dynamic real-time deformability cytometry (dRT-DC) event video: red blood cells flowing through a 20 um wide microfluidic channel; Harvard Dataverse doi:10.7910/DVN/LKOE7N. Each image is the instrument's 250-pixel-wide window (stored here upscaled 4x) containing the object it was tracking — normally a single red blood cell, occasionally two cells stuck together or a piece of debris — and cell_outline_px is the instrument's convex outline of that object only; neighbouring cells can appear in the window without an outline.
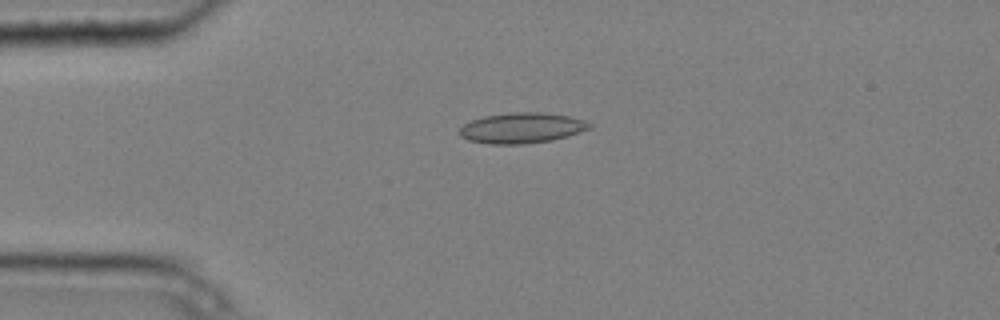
{"species": "common noctule bat (a hibernating species)", "species_latin": "Nyctalus noctula", "temperature_condition": "cold", "stored_images_in_passage": 5, "camera_frame_rate_fps": 3000, "um_per_image_px": 0.085, "animal": {"sex": "male", "body_mass_g": 20.4}, "frame": {"image": 1, "passage_image": 4, "time_ms": 1.0, "image_size_px": [1000, 320], "cell_outline_px": [[592, 128], [568, 136], [552, 140], [524, 144], [488, 144], [468, 140], [460, 136], [456, 132], [464, 124], [472, 120], [484, 116], [508, 112], [540, 112], [568, 116], [584, 120], [592, 124]], "centroid_in_image_um": [44.33, 10.88], "position_along_channel_um": 40.7, "area_um2": 23.29}}
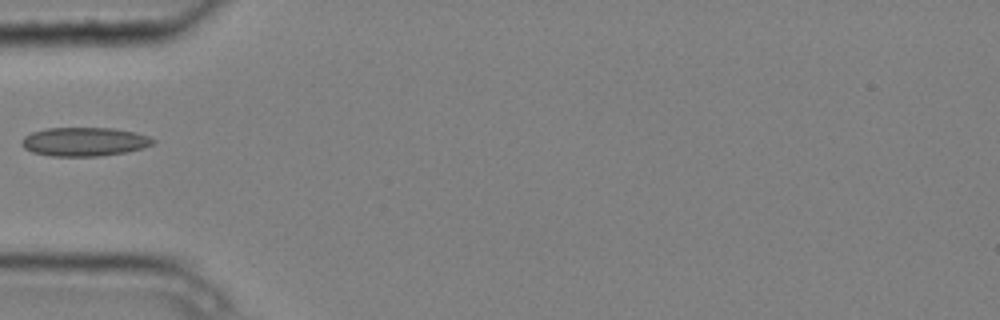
{"frame": {"image": 2, "passage_image": 5, "time_ms": 1.333, "image_size_px": [1000, 320], "cell_outline_px": [[156, 140], [152, 144], [144, 148], [128, 152], [100, 156], [48, 156], [32, 152], [24, 148], [20, 144], [20, 140], [24, 136], [32, 132], [48, 128], [112, 128], [136, 132], [148, 136]], "centroid_in_image_um": [7.16, 12.05], "position_along_channel_um": 77.8, "area_um2": 22.25}}